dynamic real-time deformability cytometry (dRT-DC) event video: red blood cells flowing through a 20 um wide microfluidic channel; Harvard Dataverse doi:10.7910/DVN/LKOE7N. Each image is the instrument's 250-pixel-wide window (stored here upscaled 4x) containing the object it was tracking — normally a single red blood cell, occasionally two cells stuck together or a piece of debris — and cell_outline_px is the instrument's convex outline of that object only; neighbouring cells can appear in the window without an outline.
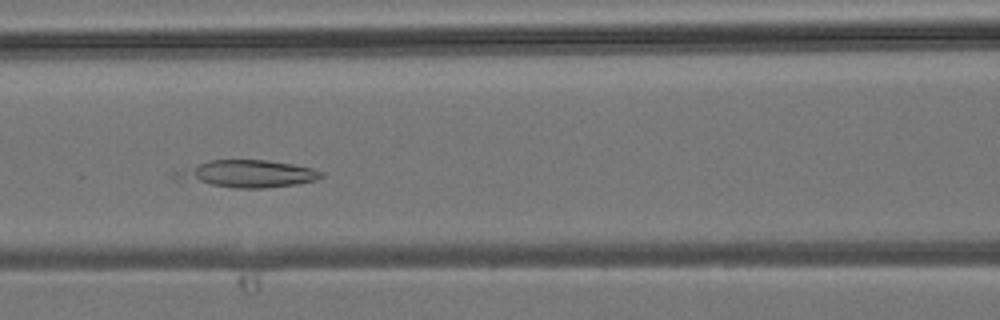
{"species": "common noctule bat (a hibernating species)", "species_latin": "Nyctalus noctula", "temperature_condition": "room temperature", "stored_images_in_passage": 22, "camera_frame_rate_fps": 3000, "um_per_image_px": 0.085, "animal": {"sex": "male", "body_mass_g": 19.2, "forearm_length_mm": 51.8}, "frame": {"image": 1, "passage_image": 9, "time_ms": 2.667, "image_size_px": [1000, 320], "cell_outline_px": [[324, 176], [316, 180], [296, 184], [264, 188], [236, 188], [176, 180], [172, 176], [172, 172], [208, 160], [268, 160], [292, 164], [312, 168], [324, 172]], "centroid_in_image_um": [21.01, 14.77], "position_along_channel_um": 145.6, "area_um2": 23.18}}
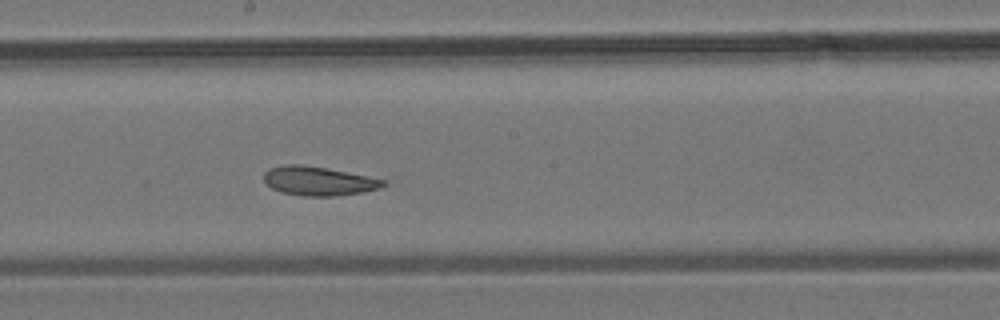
{"frame": {"image": 2, "passage_image": 14, "time_ms": 4.333, "image_size_px": [1000, 320], "cell_outline_px": [[388, 184], [380, 188], [364, 192], [336, 196], [304, 196], [284, 192], [272, 188], [264, 180], [264, 172], [268, 168], [284, 164], [300, 164], [324, 168], [368, 176], [388, 180]], "centroid_in_image_um": [27.11, 15.38], "position_along_channel_um": 221.1, "area_um2": 20.17}}
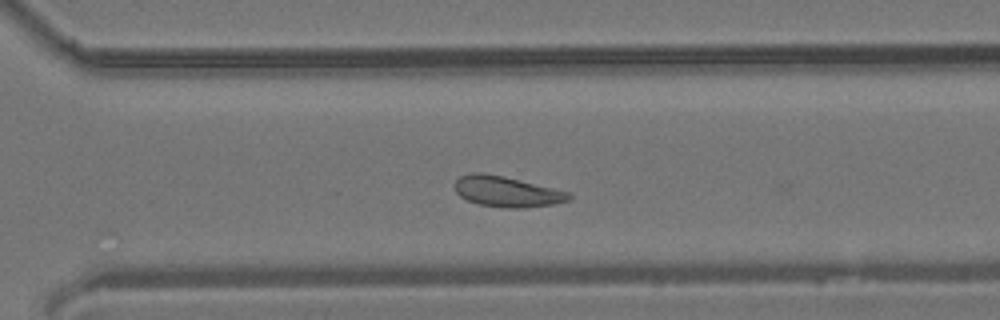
{"frame": {"image": 3, "passage_image": 21, "time_ms": 6.667, "image_size_px": [1000, 320], "cell_outline_px": [[572, 196], [568, 200], [552, 204], [524, 208], [508, 208], [480, 204], [468, 200], [460, 196], [456, 192], [452, 184], [460, 176], [468, 172], [484, 172], [504, 176], [572, 192]], "centroid_in_image_um": [43.06, 16.26], "position_along_channel_um": 327.5, "area_um2": 20.58}}